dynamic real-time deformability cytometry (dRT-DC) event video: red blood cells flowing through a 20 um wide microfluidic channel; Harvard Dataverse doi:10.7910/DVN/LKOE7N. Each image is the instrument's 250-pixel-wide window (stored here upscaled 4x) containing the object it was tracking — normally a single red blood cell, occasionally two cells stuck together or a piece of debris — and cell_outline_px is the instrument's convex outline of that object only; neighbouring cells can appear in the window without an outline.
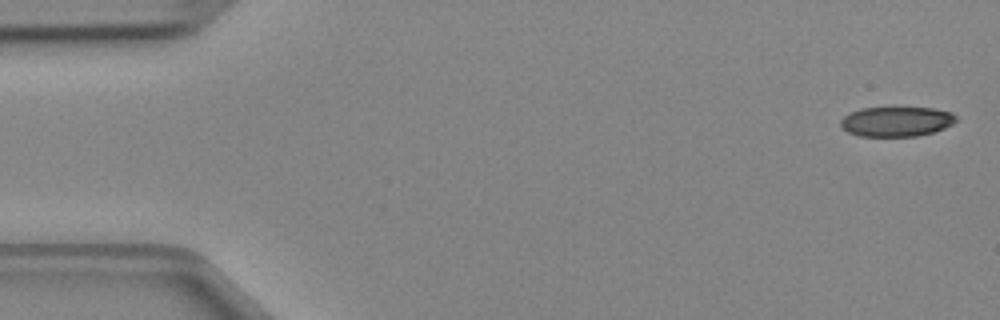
{"species": "Egyptian fruit bat (a non-hibernating species)", "species_latin": "Rousettus aegyptiacus", "temperature_condition": "cold", "stored_images_in_passage": 4, "camera_frame_rate_fps": 3000, "um_per_image_px": 0.085, "animal": {"sex": "female"}, "frame": {"image": 1, "passage_image": 1, "time_ms": 0.0, "image_size_px": [1000, 320], "cell_outline_px": [[956, 120], [952, 124], [944, 128], [932, 132], [916, 136], [860, 136], [848, 132], [840, 124], [840, 120], [844, 116], [860, 108], [936, 108], [952, 112], [956, 116]], "centroid_in_image_um": [76.21, 10.32], "position_along_channel_um": 8.8, "area_um2": 19.94}}
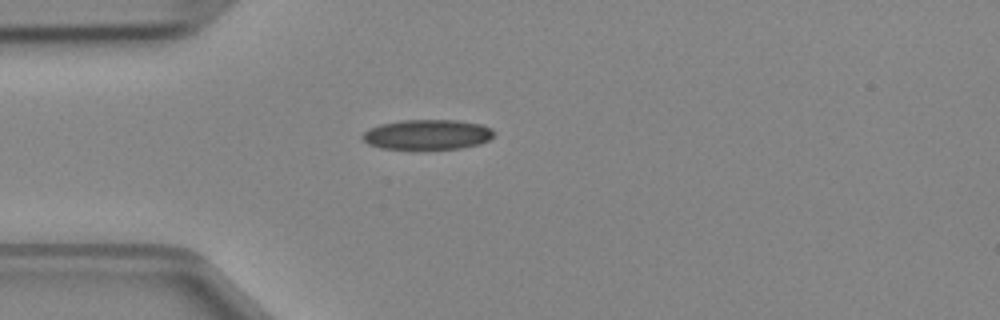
{"frame": {"image": 2, "passage_image": 4, "time_ms": 1.0, "image_size_px": [1000, 320], "cell_outline_px": [[496, 132], [488, 140], [480, 144], [460, 148], [424, 152], [416, 152], [380, 148], [368, 144], [360, 136], [368, 128], [380, 124], [400, 120], [456, 120], [480, 124], [492, 128]], "centroid_in_image_um": [36.28, 11.49], "position_along_channel_um": 48.7, "area_um2": 24.16}}